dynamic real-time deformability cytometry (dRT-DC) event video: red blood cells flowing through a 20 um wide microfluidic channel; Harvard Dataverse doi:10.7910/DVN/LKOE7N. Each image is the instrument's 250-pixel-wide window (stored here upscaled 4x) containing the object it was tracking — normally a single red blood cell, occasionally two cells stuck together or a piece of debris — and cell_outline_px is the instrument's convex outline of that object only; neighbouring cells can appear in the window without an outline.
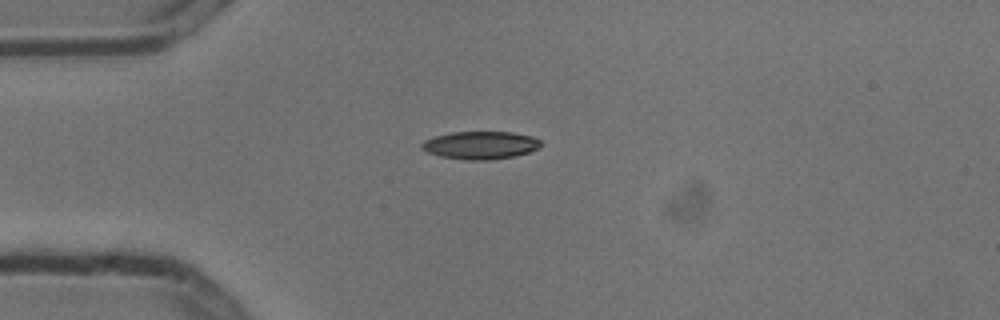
{"species": "common noctule bat (a hibernating species)", "species_latin": "Nyctalus noctula", "temperature_condition": "cold", "stored_images_in_passage": 3, "camera_frame_rate_fps": 3000, "um_per_image_px": 0.085, "animal": {"sex": "male", "body_mass_g": 13.3}, "frame": {"image": 1, "passage_image": 1, "time_ms": 0.0, "image_size_px": [1000, 320], "cell_outline_px": [[544, 144], [540, 148], [516, 156], [488, 160], [468, 160], [440, 156], [428, 152], [420, 148], [420, 144], [424, 140], [436, 136], [452, 132], [512, 132], [532, 136], [540, 140]], "centroid_in_image_um": [40.87, 12.34], "position_along_channel_um": 44.1, "area_um2": 19.42}}
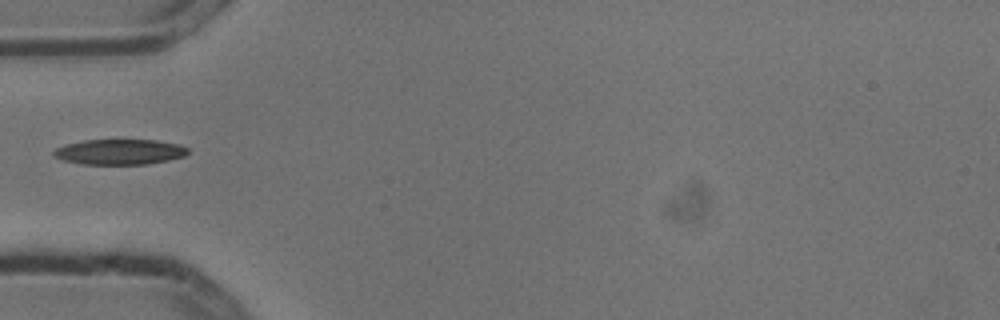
{"frame": {"image": 2, "passage_image": 2, "time_ms": 0.333, "image_size_px": [1000, 320], "cell_outline_px": [[188, 152], [184, 156], [168, 160], [148, 164], [80, 164], [64, 160], [52, 156], [52, 152], [56, 148], [64, 144], [84, 140], [156, 140], [180, 144], [188, 148]], "centroid_in_image_um": [10.15, 12.91], "position_along_channel_um": 74.9, "area_um2": 19.94}}
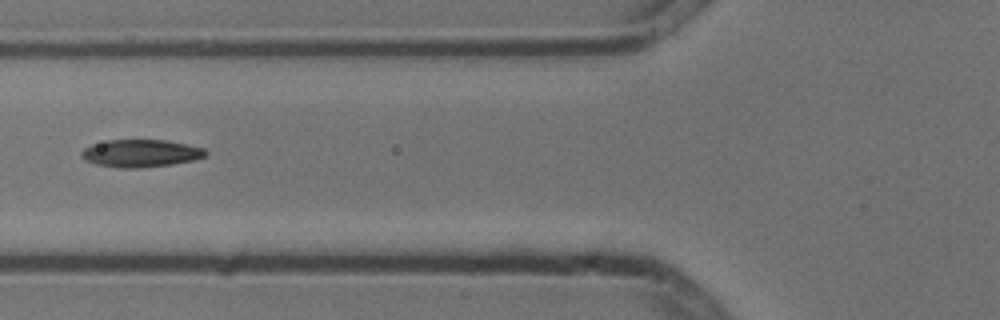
{"frame": {"image": 3, "passage_image": 3, "time_ms": 0.667, "image_size_px": [1000, 320], "cell_outline_px": [[208, 156], [192, 160], [172, 164], [140, 168], [120, 168], [96, 164], [84, 160], [80, 156], [80, 152], [84, 148], [92, 144], [108, 140], [164, 140], [204, 148], [208, 152]], "centroid_in_image_um": [11.94, 13.03], "position_along_channel_um": 113.9, "area_um2": 19.94}}